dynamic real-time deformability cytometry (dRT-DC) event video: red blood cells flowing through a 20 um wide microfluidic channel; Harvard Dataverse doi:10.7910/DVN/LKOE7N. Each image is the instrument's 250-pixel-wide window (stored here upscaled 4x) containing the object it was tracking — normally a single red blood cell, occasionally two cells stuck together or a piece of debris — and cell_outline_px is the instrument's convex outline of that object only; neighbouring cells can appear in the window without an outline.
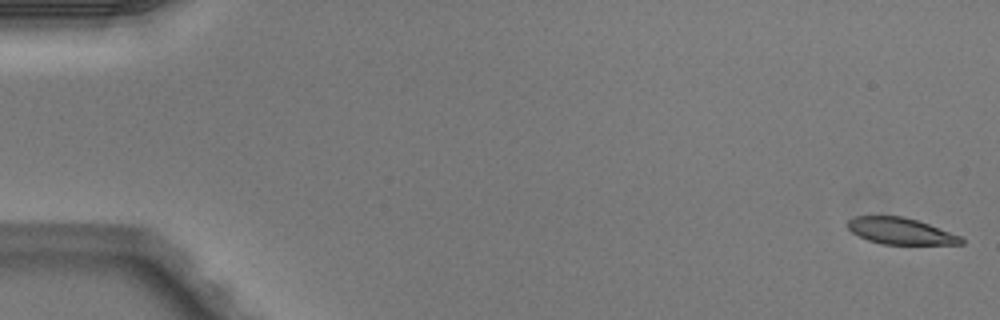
{"species": "Egyptian fruit bat (a non-hibernating species)", "species_latin": "Rousettus aegyptiacus", "temperature_condition": "warm", "stored_images_in_passage": 6, "camera_frame_rate_fps": 3000, "um_per_image_px": 0.085, "animal": {"sex": "male"}, "frame": {"image": 1, "passage_image": 1, "time_ms": 0.0, "image_size_px": [1000, 320], "cell_outline_px": [[964, 244], [880, 244], [868, 240], [852, 232], [848, 228], [848, 220], [856, 216], [900, 216], [916, 220], [928, 224], [960, 236], [964, 240]], "centroid_in_image_um": [76.53, 19.65], "position_along_channel_um": 8.5, "area_um2": 17.22}}
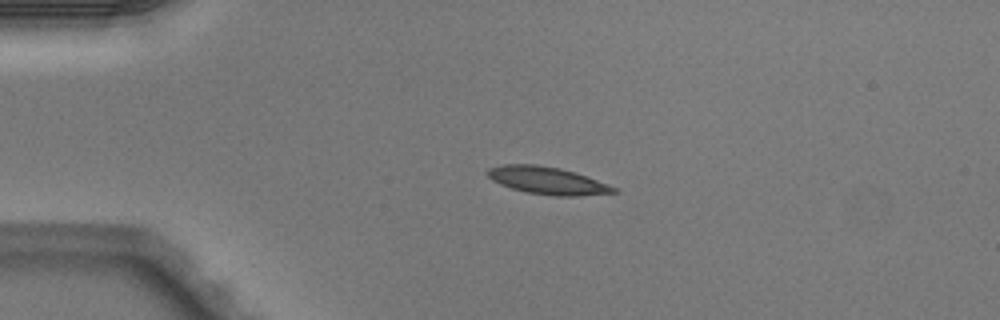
{"frame": {"image": 2, "passage_image": 4, "time_ms": 1.0, "image_size_px": [1000, 320], "cell_outline_px": [[620, 192], [580, 196], [552, 196], [524, 192], [500, 184], [492, 180], [484, 172], [488, 168], [504, 164], [536, 164], [560, 168], [596, 180], [616, 188]], "centroid_in_image_um": [46.47, 15.35], "position_along_channel_um": 38.5, "area_um2": 20.11}}
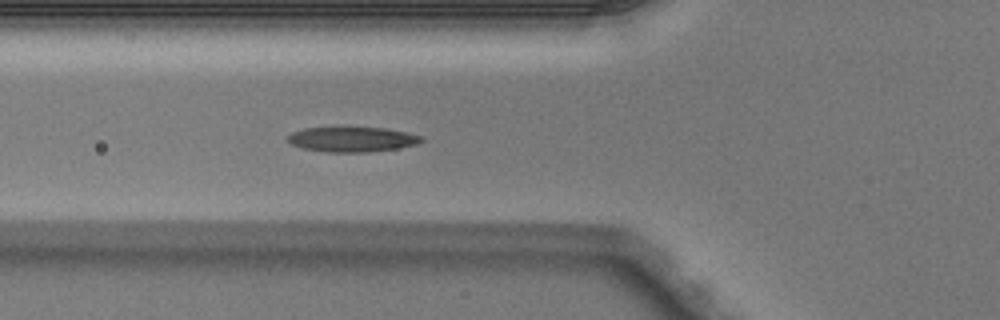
{"frame": {"image": 3, "passage_image": 6, "time_ms": 1.667, "image_size_px": [1000, 320], "cell_outline_px": [[424, 140], [416, 144], [396, 148], [368, 152], [328, 152], [304, 148], [292, 144], [284, 140], [292, 132], [304, 128], [388, 128], [408, 132], [424, 136]], "centroid_in_image_um": [29.95, 11.84], "position_along_channel_um": 95.8, "area_um2": 19.36}}